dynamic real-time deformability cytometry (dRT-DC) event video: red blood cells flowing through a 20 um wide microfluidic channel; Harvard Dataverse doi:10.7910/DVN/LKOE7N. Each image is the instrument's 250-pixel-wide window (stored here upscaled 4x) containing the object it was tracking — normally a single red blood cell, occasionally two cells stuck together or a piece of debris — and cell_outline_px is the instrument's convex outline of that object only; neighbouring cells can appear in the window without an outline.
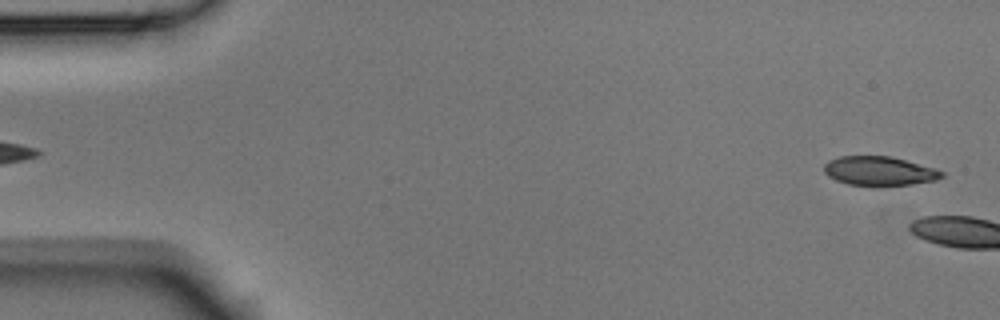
{"species": "Egyptian fruit bat (a non-hibernating species)", "species_latin": "Rousettus aegyptiacus", "temperature_condition": "room temperature", "stored_images_in_passage": 5, "segment_of_instrument_passage": [2, 2], "camera_frame_rate_fps": 3000, "um_per_image_px": 0.085, "animal": {"sex": "male"}, "frame": {"image": 1, "passage_image": 5, "time_ms": 1.333, "image_size_px": [1000, 320], "cell_outline_px": [[944, 176], [936, 180], [912, 184], [880, 188], [872, 188], [848, 184], [836, 180], [828, 176], [824, 172], [824, 164], [828, 160], [840, 156], [892, 156], [936, 168], [944, 172]], "centroid_in_image_um": [74.75, 14.57], "position_along_channel_um": 10.3, "area_um2": 20.75}}